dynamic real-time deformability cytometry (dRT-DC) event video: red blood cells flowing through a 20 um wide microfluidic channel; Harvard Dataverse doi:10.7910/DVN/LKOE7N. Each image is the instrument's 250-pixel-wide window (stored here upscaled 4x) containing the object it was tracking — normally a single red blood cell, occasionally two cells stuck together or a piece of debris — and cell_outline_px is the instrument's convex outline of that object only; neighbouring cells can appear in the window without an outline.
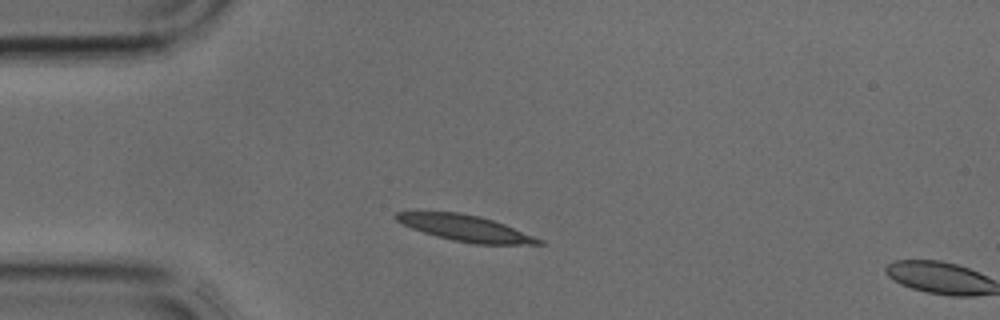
{"species": "common noctule bat (a hibernating species)", "species_latin": "Nyctalus noctula", "temperature_condition": "cold", "stored_images_in_passage": 6, "camera_frame_rate_fps": 3000, "um_per_image_px": 0.085, "animal": {"sex": "male", "body_mass_g": 17.9, "forearm_length_mm": 54.2}, "frame": {"image": 1, "passage_image": 5, "time_ms": 1.333, "image_size_px": [1000, 320], "cell_outline_px": [[544, 244], [472, 244], [452, 240], [436, 236], [412, 228], [396, 220], [396, 212], [460, 212], [480, 216], [504, 224], [544, 240]], "centroid_in_image_um": [39.6, 19.4], "position_along_channel_um": 45.4, "area_um2": 21.39}}